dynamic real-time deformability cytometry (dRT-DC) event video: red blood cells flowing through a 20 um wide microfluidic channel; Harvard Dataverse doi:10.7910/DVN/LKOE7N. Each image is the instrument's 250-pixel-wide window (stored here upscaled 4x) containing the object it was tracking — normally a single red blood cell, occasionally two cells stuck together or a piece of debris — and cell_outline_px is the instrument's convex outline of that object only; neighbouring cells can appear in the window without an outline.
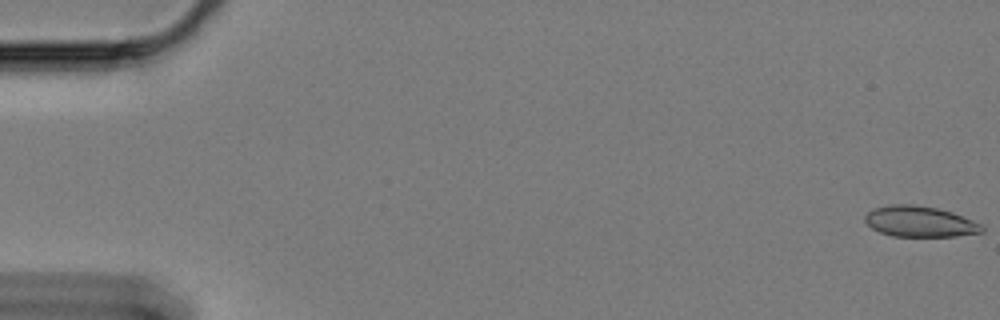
{"species": "Egyptian fruit bat (a non-hibernating species)", "species_latin": "Rousettus aegyptiacus", "temperature_condition": "cold", "stored_images_in_passage": 27, "camera_frame_rate_fps": 3000, "um_per_image_px": 0.085, "animal": {"sex": "female"}, "frame": {"image": 1, "passage_image": 1, "time_ms": 0.0, "image_size_px": [1000, 320], "cell_outline_px": [[984, 232], [956, 236], [892, 236], [880, 232], [872, 228], [864, 220], [864, 216], [868, 212], [876, 208], [892, 204], [912, 204], [936, 208], [952, 212], [984, 224]], "centroid_in_image_um": [78.22, 18.83], "position_along_channel_um": 6.8, "area_um2": 20.98}}
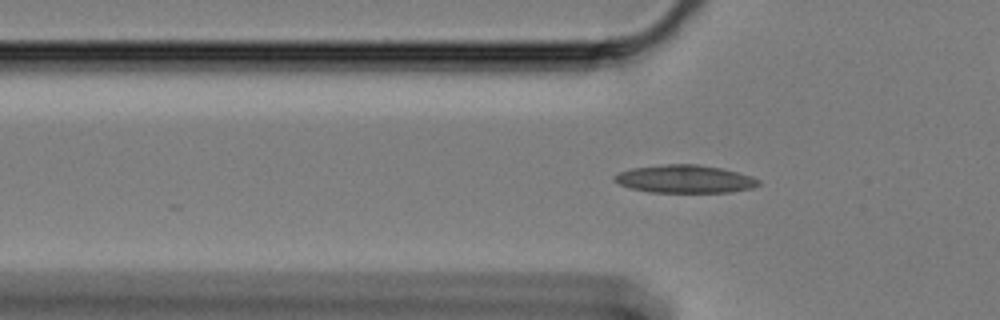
{"frame": {"image": 2, "passage_image": 20, "time_ms": 6.333, "image_size_px": [1000, 320], "cell_outline_px": [[760, 184], [752, 188], [732, 192], [648, 192], [632, 188], [620, 184], [612, 180], [612, 176], [620, 172], [632, 168], [664, 164], [696, 164], [720, 168], [752, 176], [760, 180]], "centroid_in_image_um": [58.2, 15.21], "position_along_channel_um": 67.6, "area_um2": 23.41}}
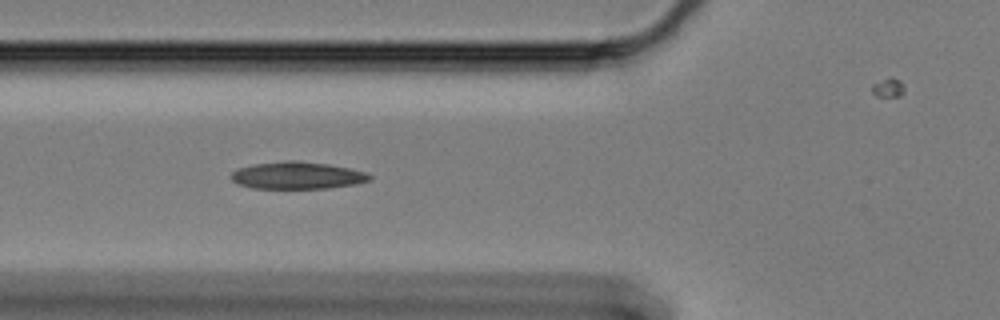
{"frame": {"image": 3, "passage_image": 23, "time_ms": 7.333, "image_size_px": [1000, 320], "cell_outline_px": [[372, 180], [356, 184], [328, 188], [252, 188], [240, 184], [232, 180], [232, 172], [240, 168], [252, 164], [284, 160], [296, 160], [328, 164], [348, 168], [364, 172], [372, 176]], "centroid_in_image_um": [25.29, 14.9], "position_along_channel_um": 100.5, "area_um2": 21.85}}